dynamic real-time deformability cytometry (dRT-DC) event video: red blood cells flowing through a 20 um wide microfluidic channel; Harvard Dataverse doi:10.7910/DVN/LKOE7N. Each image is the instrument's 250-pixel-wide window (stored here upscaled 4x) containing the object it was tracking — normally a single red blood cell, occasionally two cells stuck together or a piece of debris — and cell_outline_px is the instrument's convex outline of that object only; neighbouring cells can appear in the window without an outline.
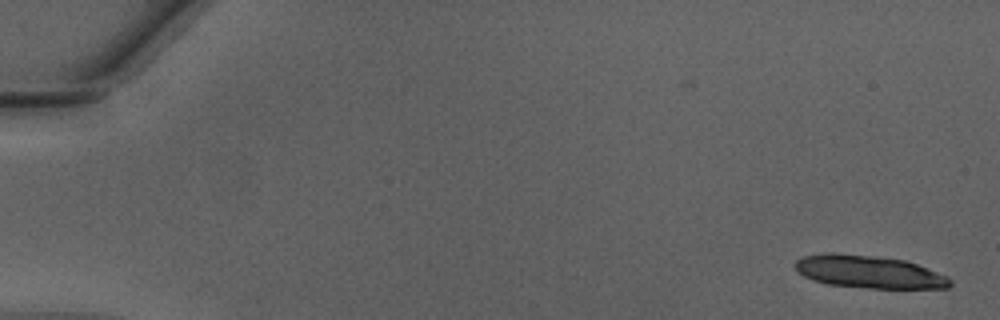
{"species": "Egyptian fruit bat (a non-hibernating species)", "species_latin": "Rousettus aegyptiacus", "temperature_condition": "warm", "stored_images_in_passage": 14, "camera_frame_rate_fps": 3000, "um_per_image_px": 0.085, "animal": {"sex": "male"}, "frame": {"image": 1, "passage_image": 1, "time_ms": 0.0, "image_size_px": [1000, 320], "cell_outline_px": [[952, 284], [948, 288], [868, 288], [828, 284], [812, 280], [804, 276], [796, 268], [796, 260], [800, 256], [824, 252], [836, 252], [876, 256], [904, 260], [916, 264], [948, 276], [952, 280]], "centroid_in_image_um": [73.84, 23.09], "position_along_channel_um": 11.2, "area_um2": 29.65}}